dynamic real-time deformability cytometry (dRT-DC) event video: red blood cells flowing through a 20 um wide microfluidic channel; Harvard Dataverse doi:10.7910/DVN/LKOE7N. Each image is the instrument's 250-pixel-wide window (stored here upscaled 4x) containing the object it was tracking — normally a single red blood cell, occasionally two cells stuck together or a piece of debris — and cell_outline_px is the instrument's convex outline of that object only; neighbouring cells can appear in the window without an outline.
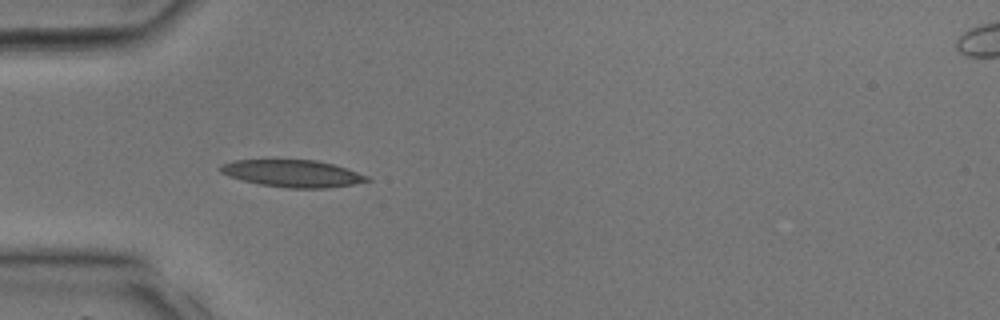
{"species": "common noctule bat (a hibernating species)", "species_latin": "Nyctalus noctula", "temperature_condition": "room temperature", "stored_images_in_passage": 35, "camera_frame_rate_fps": 3000, "um_per_image_px": 0.085, "animal": {"sex": "male", "body_mass_g": 17.9, "forearm_length_mm": 54.2}, "frame": {"image": 1, "passage_image": 11, "time_ms": 3.333, "image_size_px": [1000, 320], "cell_outline_px": [[372, 180], [352, 184], [328, 188], [288, 188], [260, 184], [228, 176], [220, 172], [220, 164], [236, 160], [264, 156], [316, 160], [332, 164], [368, 176]], "centroid_in_image_um": [24.77, 14.68], "position_along_channel_um": 60.2, "area_um2": 24.04}}
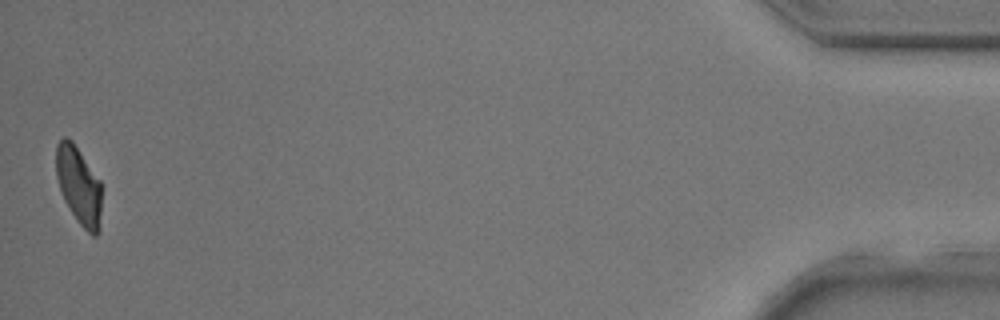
{"frame": {"image": 2, "passage_image": 35, "time_ms": 11.333, "image_size_px": [1000, 320], "cell_outline_px": [[100, 232], [96, 236], [92, 236], [76, 220], [64, 200], [56, 176], [56, 144], [64, 136], [68, 136], [72, 140], [100, 180]], "centroid_in_image_um": [6.69, 15.76], "position_along_channel_um": 428.5, "area_um2": 20.63}}